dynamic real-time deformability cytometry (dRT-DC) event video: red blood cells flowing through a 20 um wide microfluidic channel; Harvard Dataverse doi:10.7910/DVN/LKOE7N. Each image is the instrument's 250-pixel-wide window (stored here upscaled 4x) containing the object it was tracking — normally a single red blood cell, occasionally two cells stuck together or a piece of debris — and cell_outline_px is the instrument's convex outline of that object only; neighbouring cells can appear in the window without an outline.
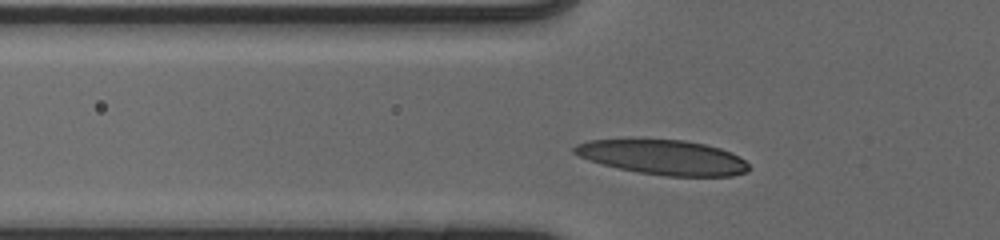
{"species": "human", "species_latin": "Homo sapiens", "temperature_condition": "cold", "stored_images_in_passage": 34, "camera_frame_rate_fps": 3000, "um_per_image_px": 0.085, "donor": {"sex": "male"}, "frame": {"image": 1, "passage_image": 7, "time_ms": 2.0, "image_size_px": [1000, 240], "cell_outline_px": [[748, 172], [732, 176], [668, 176], [636, 172], [604, 164], [580, 156], [572, 152], [572, 148], [576, 144], [588, 140], [684, 140], [704, 144], [720, 148], [744, 160], [748, 164]], "centroid_in_image_um": [56.37, 13.38], "position_along_channel_um": 69.4, "area_um2": 34.8}}
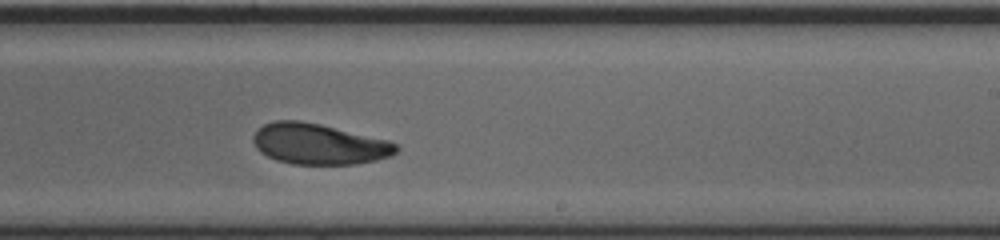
{"frame": {"image": 2, "passage_image": 22, "time_ms": 7.0, "image_size_px": [1000, 240], "cell_outline_px": [[400, 148], [392, 156], [376, 160], [356, 164], [292, 164], [276, 160], [260, 152], [256, 148], [252, 140], [252, 136], [264, 124], [272, 120], [300, 120], [320, 124], [388, 140], [396, 144]], "centroid_in_image_um": [27.1, 12.24], "position_along_channel_um": 261.9, "area_um2": 34.04}}
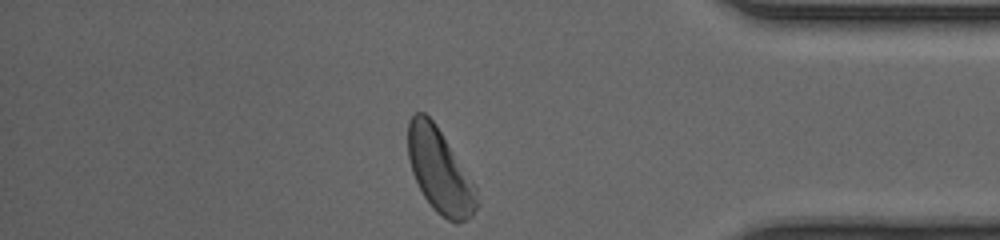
{"frame": {"image": 3, "passage_image": 34, "time_ms": 11.0, "image_size_px": [1000, 240], "cell_outline_px": [[480, 204], [472, 216], [456, 224], [448, 220], [436, 212], [432, 208], [424, 196], [412, 172], [408, 156], [408, 120], [416, 112], [424, 112], [436, 124], [472, 180], [476, 188]], "centroid_in_image_um": [37.39, 14.54], "position_along_channel_um": 397.8, "area_um2": 33.64}, "authors_computed_cell_mechanics": {"area_um2": 34.3043, "velocity_mm_per_s": 3.9141, "shape_relaxation_time_tau1_ms": 3.5506, "shape_relaxation_time_tau2_ms": 3.004, "deformation_change_tau1": 0.1538, "deformation_change_tau2": 0.0887}}